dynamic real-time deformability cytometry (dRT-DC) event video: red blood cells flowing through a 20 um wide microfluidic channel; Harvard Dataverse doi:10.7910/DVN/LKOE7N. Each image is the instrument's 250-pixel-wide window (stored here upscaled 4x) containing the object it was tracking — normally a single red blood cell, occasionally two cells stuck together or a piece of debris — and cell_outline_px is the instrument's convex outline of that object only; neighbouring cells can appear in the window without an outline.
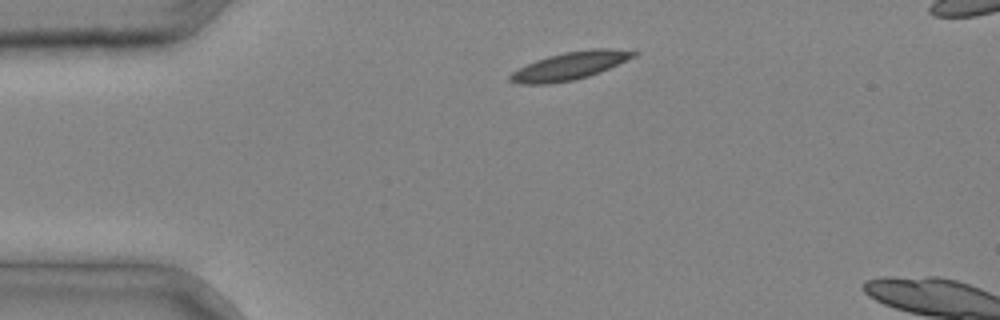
{"species": "common noctule bat (a hibernating species)", "species_latin": "Nyctalus noctula", "temperature_condition": "cold", "stored_images_in_passage": 3, "camera_frame_rate_fps": 3000, "um_per_image_px": 0.085, "animal": {"sex": "male", "body_mass_g": 20.4}, "frame": {"image": 1, "passage_image": 1, "time_ms": 0.0, "image_size_px": [1000, 320], "cell_outline_px": [[640, 52], [636, 56], [600, 72], [588, 76], [572, 80], [552, 84], [520, 84], [508, 80], [508, 76], [512, 72], [536, 60], [548, 56], [564, 52], [592, 48], [608, 48]], "centroid_in_image_um": [48.44, 5.59], "position_along_channel_um": 36.6, "area_um2": 19.94}}